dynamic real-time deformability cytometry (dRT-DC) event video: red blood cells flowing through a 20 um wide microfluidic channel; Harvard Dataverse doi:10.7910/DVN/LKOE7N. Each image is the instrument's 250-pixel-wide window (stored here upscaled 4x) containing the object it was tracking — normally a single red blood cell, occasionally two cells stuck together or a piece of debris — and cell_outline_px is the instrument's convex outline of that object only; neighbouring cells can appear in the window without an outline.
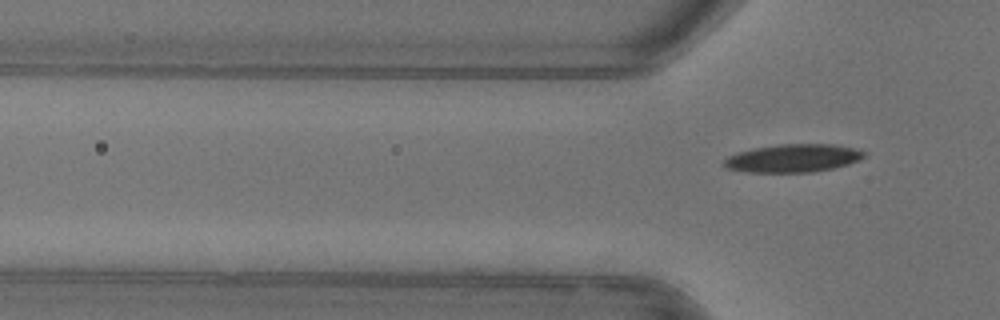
{"species": "common noctule bat (a hibernating species)", "species_latin": "Nyctalus noctula", "temperature_condition": "warm", "stored_images_in_passage": 2, "camera_frame_rate_fps": 3000, "um_per_image_px": 0.085, "animal": {"sex": "female"}, "frame": {"image": 1, "passage_image": 2, "time_ms": 0.333, "image_size_px": [1000, 320], "cell_outline_px": [[868, 156], [860, 160], [848, 164], [832, 168], [812, 172], [748, 172], [724, 168], [720, 164], [728, 156], [752, 148], [776, 144], [832, 144], [852, 148], [868, 152]], "centroid_in_image_um": [67.4, 13.44], "position_along_channel_um": 58.4, "area_um2": 23.12}}